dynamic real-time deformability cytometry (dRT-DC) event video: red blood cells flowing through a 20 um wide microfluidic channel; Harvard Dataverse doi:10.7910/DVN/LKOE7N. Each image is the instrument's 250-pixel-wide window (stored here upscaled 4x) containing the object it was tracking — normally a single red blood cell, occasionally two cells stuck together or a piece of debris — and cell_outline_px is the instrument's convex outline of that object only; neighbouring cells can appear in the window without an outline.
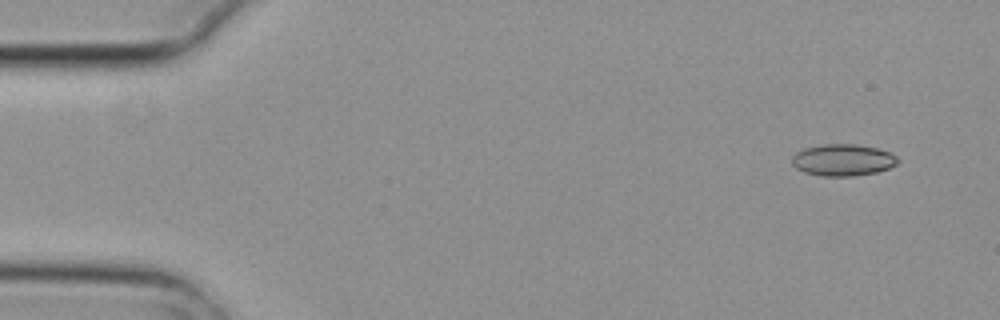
{"species": "common noctule bat (a hibernating species)", "species_latin": "Nyctalus noctula", "temperature_condition": "cold", "stored_images_in_passage": 3, "camera_frame_rate_fps": 3000, "um_per_image_px": 0.085, "animal": {"sex": "female", "body_mass_g": 29.2, "forearm_length_mm": 56.3}, "frame": {"image": 1, "passage_image": 2, "time_ms": 0.333, "image_size_px": [1000, 320], "cell_outline_px": [[900, 160], [896, 164], [888, 168], [876, 172], [856, 176], [820, 176], [804, 172], [796, 168], [792, 164], [792, 156], [796, 152], [804, 148], [824, 144], [856, 144], [876, 148], [888, 152], [896, 156]], "centroid_in_image_um": [71.62, 13.6], "position_along_channel_um": 13.4, "area_um2": 19.59}}